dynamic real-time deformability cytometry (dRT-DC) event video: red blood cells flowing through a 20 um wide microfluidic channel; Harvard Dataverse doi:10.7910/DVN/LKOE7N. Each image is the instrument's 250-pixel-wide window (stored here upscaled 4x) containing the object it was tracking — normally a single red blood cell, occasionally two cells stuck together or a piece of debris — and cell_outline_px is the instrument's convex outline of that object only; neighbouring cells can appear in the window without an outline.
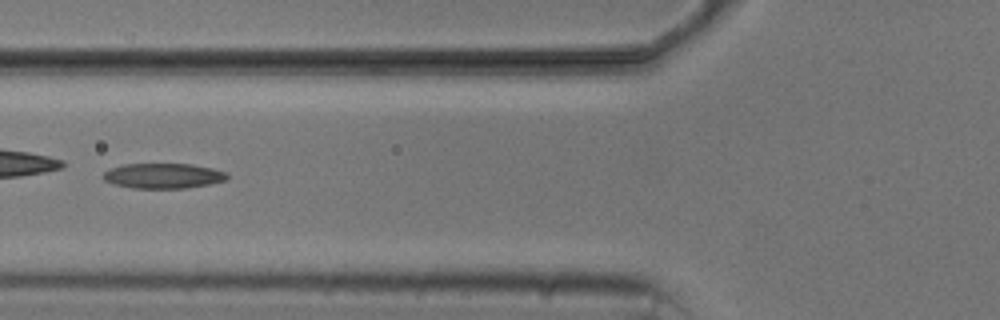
{"species": "common noctule bat (a hibernating species)", "species_latin": "Nyctalus noctula", "temperature_condition": "cold", "stored_images_in_passage": 5, "camera_frame_rate_fps": 3000, "um_per_image_px": 0.085, "animal": {"sex": "male", "body_mass_g": 20.5, "forearm_length_mm": 52.5}, "frame": {"image": 1, "passage_image": 5, "time_ms": 5.0, "image_size_px": [1000, 320], "cell_outline_px": [[228, 180], [208, 184], [184, 188], [132, 188], [116, 184], [104, 180], [104, 172], [112, 168], [124, 164], [192, 164], [212, 168], [228, 172]], "centroid_in_image_um": [13.93, 14.94], "position_along_channel_um": 111.9, "area_um2": 18.03}}